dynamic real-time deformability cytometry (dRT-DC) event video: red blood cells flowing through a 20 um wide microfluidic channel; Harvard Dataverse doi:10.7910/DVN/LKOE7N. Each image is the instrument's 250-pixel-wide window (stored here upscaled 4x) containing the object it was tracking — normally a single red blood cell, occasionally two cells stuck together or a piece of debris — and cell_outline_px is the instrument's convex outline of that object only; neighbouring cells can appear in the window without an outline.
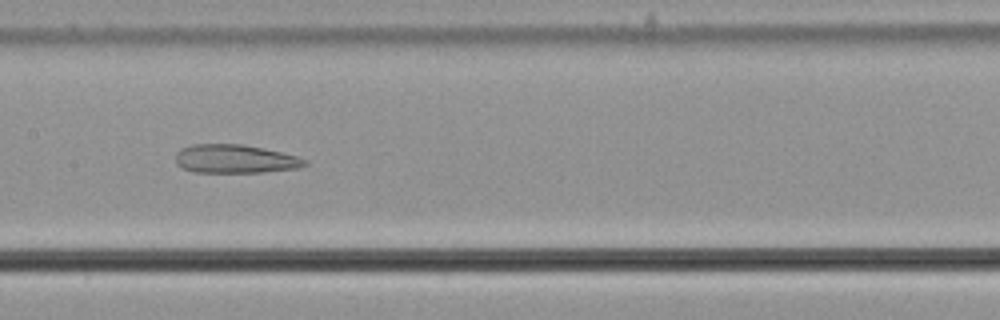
{"species": "common noctule bat (a hibernating species)", "species_latin": "Nyctalus noctula", "temperature_condition": "cold", "stored_images_in_passage": 56, "camera_frame_rate_fps": 3000, "um_per_image_px": 0.085, "animal": {"sex": "male", "body_mass_g": 21.5, "forearm_length_mm": 52.0}, "frame": {"image": 1, "passage_image": 28, "time_ms": 9.0, "image_size_px": [1000, 320], "cell_outline_px": [[308, 164], [300, 168], [264, 172], [192, 172], [176, 164], [176, 152], [180, 148], [192, 144], [240, 144], [264, 148], [296, 156], [308, 160]], "centroid_in_image_um": [19.98, 13.51], "position_along_channel_um": 187.4, "area_um2": 21.62}}
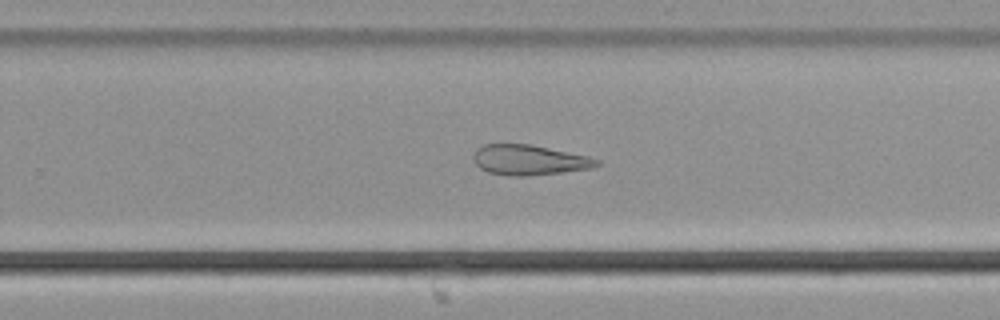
{"frame": {"image": 2, "passage_image": 36, "time_ms": 11.667, "image_size_px": [1000, 320], "cell_outline_px": [[600, 164], [592, 168], [528, 176], [508, 176], [488, 172], [480, 168], [476, 164], [472, 156], [476, 148], [484, 144], [532, 144], [588, 156], [600, 160]], "centroid_in_image_um": [44.96, 13.59], "position_along_channel_um": 284.8, "area_um2": 21.79}}
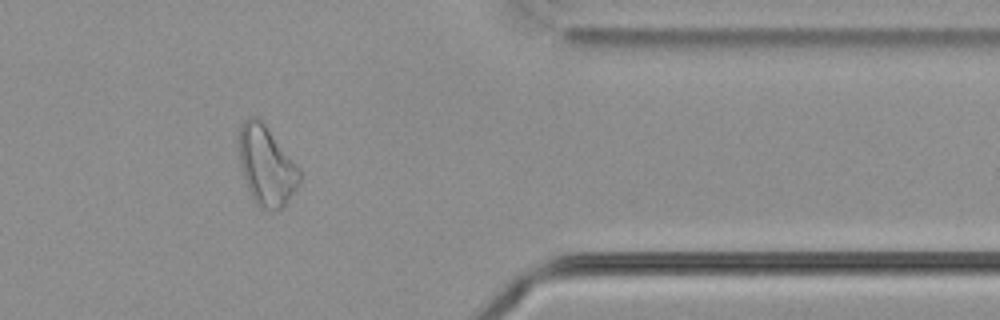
{"frame": {"image": 3, "passage_image": 46, "time_ms": 15.0, "image_size_px": [1000, 320], "cell_outline_px": [[300, 184], [284, 208], [276, 212], [260, 208], [256, 204], [248, 188], [240, 164], [240, 124], [248, 116], [256, 116], [264, 124], [300, 172]], "centroid_in_image_um": [22.64, 14.16], "position_along_channel_um": 388.8, "area_um2": 27.46}, "authors_computed_cell_mechanics": {"area_um2": 29.2757, "velocity_mm_per_s": 3.6698, "shape_relaxation_time_tau1_ms": null, "shape_relaxation_time_tau2_ms": 5.979, "deformation_change_tau1": null, "deformation_change_tau2": 0.1634}}